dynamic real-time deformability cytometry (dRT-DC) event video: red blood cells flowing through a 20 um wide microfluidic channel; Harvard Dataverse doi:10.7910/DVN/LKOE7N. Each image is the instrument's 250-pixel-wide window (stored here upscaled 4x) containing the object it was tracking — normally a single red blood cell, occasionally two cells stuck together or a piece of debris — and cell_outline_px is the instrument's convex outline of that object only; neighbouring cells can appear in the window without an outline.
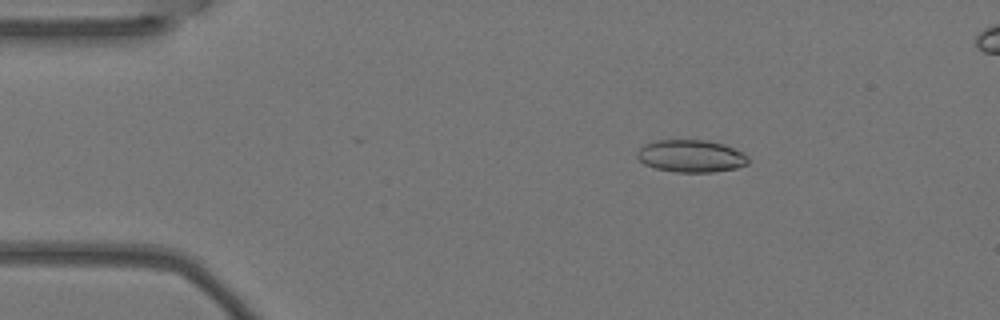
{"species": "Egyptian fruit bat (a non-hibernating species)", "species_latin": "Rousettus aegyptiacus", "temperature_condition": "warm", "stored_images_in_passage": 5, "camera_frame_rate_fps": 3000, "um_per_image_px": 0.085, "animal": {"sex": "female"}, "frame": {"image": 1, "passage_image": 3, "time_ms": 0.667, "image_size_px": [1000, 320], "cell_outline_px": [[748, 164], [736, 168], [712, 172], [676, 172], [656, 168], [644, 164], [636, 156], [636, 152], [644, 144], [656, 140], [708, 140], [724, 144], [744, 152], [748, 156]], "centroid_in_image_um": [58.75, 13.26], "position_along_channel_um": 26.3, "area_um2": 21.1}}